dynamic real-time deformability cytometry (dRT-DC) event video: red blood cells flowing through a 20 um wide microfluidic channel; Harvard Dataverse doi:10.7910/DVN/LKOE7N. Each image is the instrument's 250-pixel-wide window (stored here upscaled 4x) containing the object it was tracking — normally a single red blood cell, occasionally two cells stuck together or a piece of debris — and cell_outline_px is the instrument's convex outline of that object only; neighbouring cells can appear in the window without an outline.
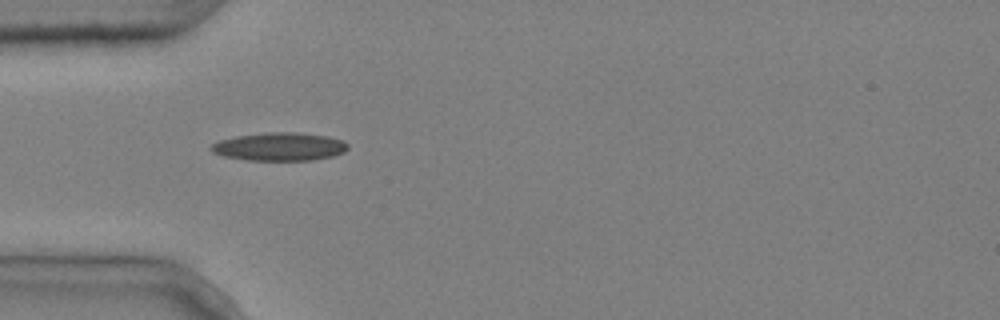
{"species": "common noctule bat (a hibernating species)", "species_latin": "Nyctalus noctula", "temperature_condition": "cold", "stored_images_in_passage": 4, "camera_frame_rate_fps": 3000, "um_per_image_px": 0.085, "animal": {"sex": "male", "body_mass_g": 20.4}, "frame": {"image": 1, "passage_image": 1, "time_ms": 0.0, "image_size_px": [1000, 320], "cell_outline_px": [[348, 148], [344, 152], [332, 156], [312, 160], [248, 160], [224, 156], [212, 152], [208, 148], [212, 144], [220, 140], [236, 136], [264, 132], [296, 132], [328, 136], [344, 140], [348, 144]], "centroid_in_image_um": [23.76, 12.46], "position_along_channel_um": 61.2, "area_um2": 22.54}}